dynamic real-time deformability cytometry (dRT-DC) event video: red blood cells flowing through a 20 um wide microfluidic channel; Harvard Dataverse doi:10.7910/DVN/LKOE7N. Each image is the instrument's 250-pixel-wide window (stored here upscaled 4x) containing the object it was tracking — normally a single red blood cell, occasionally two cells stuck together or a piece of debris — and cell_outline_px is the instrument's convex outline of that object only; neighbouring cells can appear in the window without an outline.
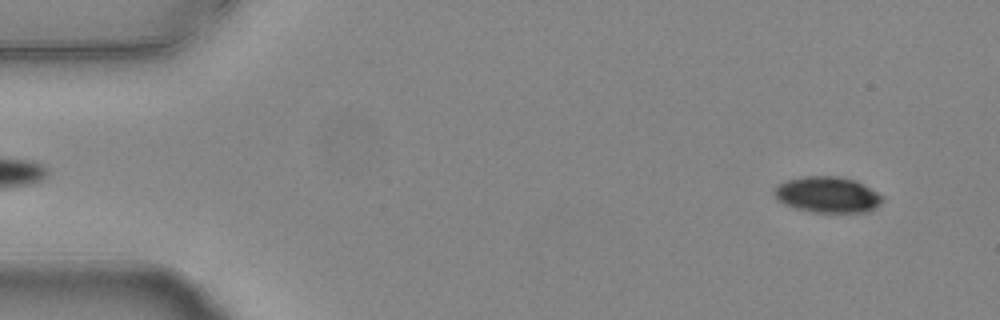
{"species": "common noctule bat (a hibernating species)", "species_latin": "Nyctalus noctula", "temperature_condition": "warm", "stored_images_in_passage": 54, "camera_frame_rate_fps": 3000, "um_per_image_px": 0.085, "animal": {"sex": "female", "body_mass_g": 24.6, "forearm_length_mm": 56.2}, "frame": {"image": 1, "passage_image": 4, "time_ms": 1.0, "image_size_px": [1000, 320], "cell_outline_px": [[884, 200], [872, 212], [812, 212], [796, 208], [784, 204], [776, 200], [772, 192], [776, 184], [788, 180], [804, 176], [840, 176], [856, 180], [884, 196]], "centroid_in_image_um": [70.34, 16.55], "position_along_channel_um": 14.7, "area_um2": 23.06}}
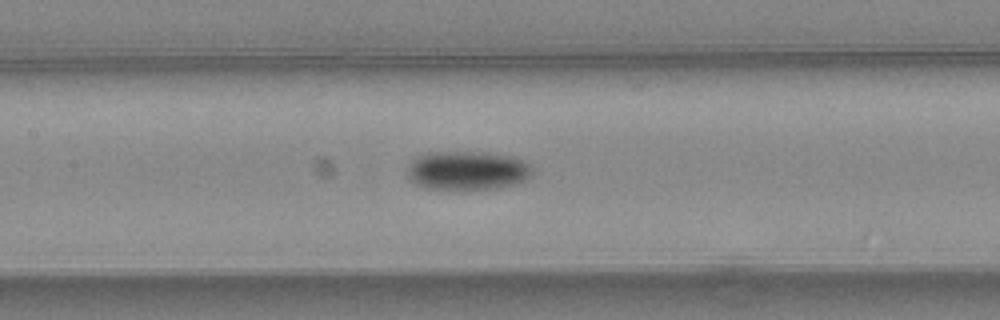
{"frame": {"image": 2, "passage_image": 25, "time_ms": 8.0, "image_size_px": [1000, 320], "cell_outline_px": [[532, 172], [528, 180], [516, 184], [496, 188], [428, 188], [416, 184], [408, 176], [408, 164], [416, 156], [428, 152], [488, 152], [512, 156], [528, 164], [532, 168]], "centroid_in_image_um": [39.73, 14.47], "position_along_channel_um": 167.7, "area_um2": 28.15}}
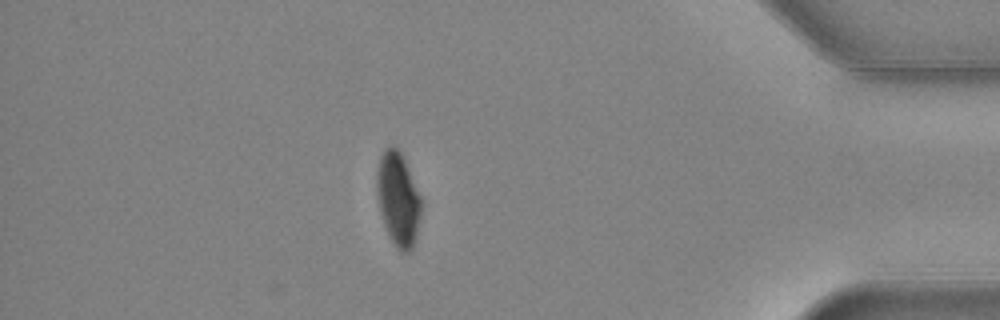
{"frame": {"image": 3, "passage_image": 47, "time_ms": 15.333, "image_size_px": [1000, 320], "cell_outline_px": [[420, 212], [416, 236], [412, 248], [408, 252], [400, 252], [396, 248], [388, 236], [380, 212], [376, 188], [376, 172], [380, 156], [384, 148], [392, 144], [400, 152], [404, 160], [420, 196]], "centroid_in_image_um": [33.8, 16.92], "position_along_channel_um": 401.4, "area_um2": 23.99}, "authors_computed_cell_mechanics": {"area_um2": 25.1141, "velocity_mm_per_s": 3.7902, "shape_relaxation_time_tau1_ms": 3.6217, "shape_relaxation_time_tau2_ms": null, "deformation_change_tau1": 0.1313, "deformation_change_tau2": null}}